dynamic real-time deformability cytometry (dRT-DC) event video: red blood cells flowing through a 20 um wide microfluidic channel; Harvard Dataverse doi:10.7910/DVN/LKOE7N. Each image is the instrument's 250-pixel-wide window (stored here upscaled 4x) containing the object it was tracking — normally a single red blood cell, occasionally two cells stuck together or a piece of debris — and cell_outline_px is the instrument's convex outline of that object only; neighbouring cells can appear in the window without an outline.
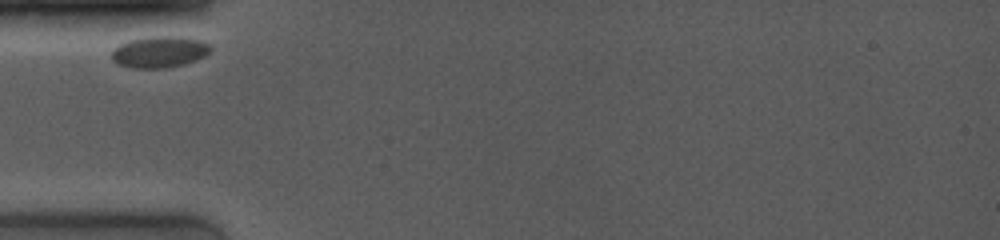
{"species": "common noctule bat (a hibernating species)", "species_latin": "Nyctalus noctula", "temperature_condition": "room temperature", "stored_images_in_passage": 18, "camera_frame_rate_fps": 4000, "um_per_image_px": 0.085, "animal": {"sex": "female", "body_mass_g": 19.0, "forearm_length_mm": 53.3}, "frame": {"image": 1, "passage_image": 1, "time_ms": 0.0, "image_size_px": [1000, 240], "cell_outline_px": [[212, 48], [204, 56], [196, 60], [184, 64], [164, 68], [132, 68], [116, 64], [112, 60], [112, 48], [128, 40], [148, 36], [176, 36], [200, 40], [212, 44]], "centroid_in_image_um": [13.53, 4.4], "position_along_channel_um": 71.5, "area_um2": 18.32}}
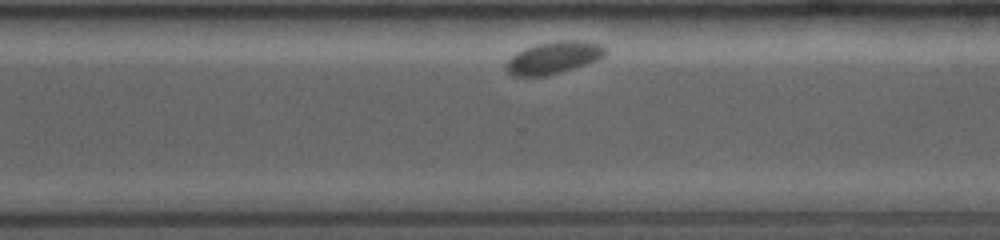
{"frame": {"image": 2, "passage_image": 14, "time_ms": 7.5, "image_size_px": [1000, 240], "cell_outline_px": [[608, 52], [604, 56], [596, 60], [560, 72], [544, 76], [512, 76], [504, 68], [504, 64], [516, 52], [524, 48], [536, 44], [560, 40], [580, 40], [600, 44], [608, 48]], "centroid_in_image_um": [47.04, 4.89], "position_along_channel_um": 323.6, "area_um2": 18.67}}
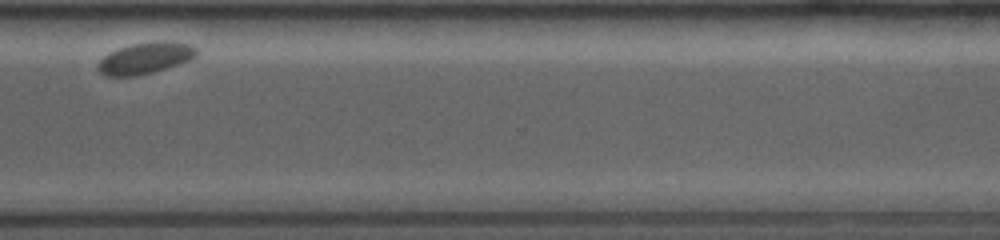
{"frame": {"image": 3, "passage_image": 16, "time_ms": 8.5, "image_size_px": [1000, 240], "cell_outline_px": [[200, 52], [192, 60], [152, 72], [136, 76], [104, 76], [96, 68], [96, 64], [108, 52], [116, 48], [132, 44], [164, 40], [188, 44], [196, 48]], "centroid_in_image_um": [12.34, 4.94], "position_along_channel_um": 358.3, "area_um2": 18.26}}